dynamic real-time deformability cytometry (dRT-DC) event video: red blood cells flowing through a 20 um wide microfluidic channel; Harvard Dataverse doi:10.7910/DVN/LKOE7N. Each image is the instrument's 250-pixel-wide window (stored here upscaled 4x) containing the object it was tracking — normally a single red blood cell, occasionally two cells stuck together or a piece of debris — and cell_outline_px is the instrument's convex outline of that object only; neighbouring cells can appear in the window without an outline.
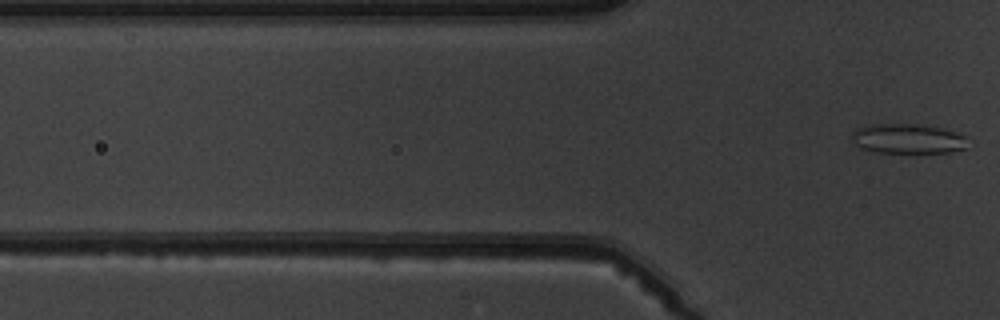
{"species": "common noctule bat (a hibernating species)", "species_latin": "Nyctalus noctula", "temperature_condition": "warm", "stored_images_in_passage": 6, "camera_frame_rate_fps": 3000, "um_per_image_px": 0.085, "animal": {"sex": "male", "body_mass_g": 19.5, "forearm_length_mm": 54.6}, "frame": {"image": 1, "passage_image": 6, "time_ms": 6.333, "image_size_px": [1000, 320], "cell_outline_px": [[968, 148], [948, 152], [876, 152], [864, 148], [856, 144], [852, 140], [852, 132], [856, 128], [872, 124], [916, 124], [944, 128], [968, 136]], "centroid_in_image_um": [77.23, 11.78], "position_along_channel_um": 48.6, "area_um2": 20.17}}